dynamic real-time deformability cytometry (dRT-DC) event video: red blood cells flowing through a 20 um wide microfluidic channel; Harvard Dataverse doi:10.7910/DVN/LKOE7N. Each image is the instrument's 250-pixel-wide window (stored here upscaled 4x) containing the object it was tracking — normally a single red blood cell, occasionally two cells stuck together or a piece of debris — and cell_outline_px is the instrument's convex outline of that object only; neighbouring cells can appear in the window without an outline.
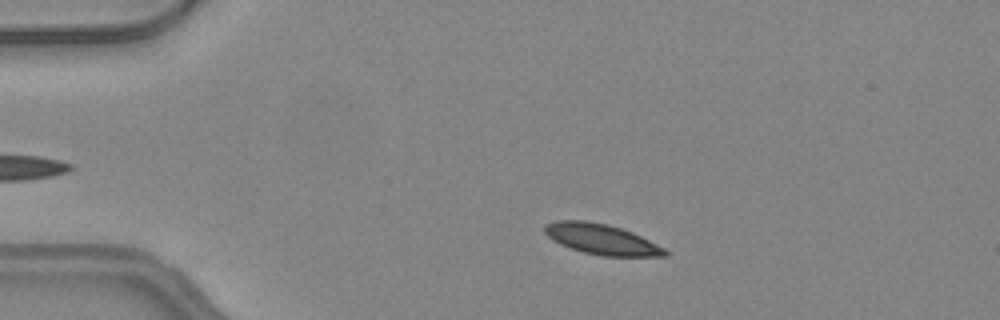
{"species": "common noctule bat (a hibernating species)", "species_latin": "Nyctalus noctula", "temperature_condition": "warm", "stored_images_in_passage": 39, "camera_frame_rate_fps": 3000, "um_per_image_px": 0.085, "animal": {"sex": "female", "body_mass_g": 24.6, "forearm_length_mm": 56.2}, "frame": {"image": 1, "passage_image": 7, "time_ms": 2.0, "image_size_px": [1000, 320], "cell_outline_px": [[668, 256], [604, 256], [584, 252], [560, 244], [552, 240], [544, 232], [544, 224], [556, 220], [584, 220], [608, 224], [632, 232], [664, 248], [668, 252]], "centroid_in_image_um": [51.09, 20.32], "position_along_channel_um": 33.9, "area_um2": 21.21}}
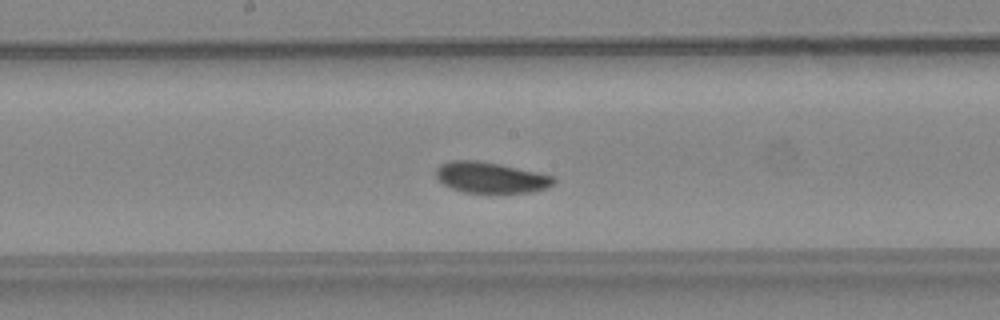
{"frame": {"image": 2, "passage_image": 23, "time_ms": 7.333, "image_size_px": [1000, 320], "cell_outline_px": [[556, 184], [548, 188], [532, 192], [464, 192], [452, 188], [444, 184], [436, 176], [436, 168], [440, 164], [448, 160], [480, 160], [500, 164], [556, 176]], "centroid_in_image_um": [41.75, 15.07], "position_along_channel_um": 206.4, "area_um2": 21.33}}
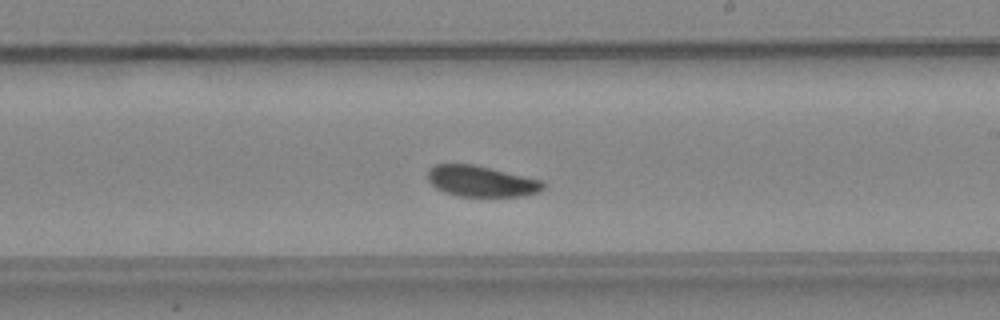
{"frame": {"image": 3, "passage_image": 26, "time_ms": 8.333, "image_size_px": [1000, 320], "cell_outline_px": [[544, 188], [540, 192], [524, 196], [460, 196], [444, 192], [436, 188], [428, 180], [428, 172], [436, 164], [472, 164], [544, 180]], "centroid_in_image_um": [40.95, 15.41], "position_along_channel_um": 248.0, "area_um2": 20.75}, "authors_computed_cell_mechanics": {"area_um2": 21.5016, "velocity_mm_per_s": 4.194, "shape_relaxation_time_tau1_ms": 2.8534, "shape_relaxation_time_tau2_ms": null, "deformation_change_tau1": 0.0682, "deformation_change_tau2": null}}